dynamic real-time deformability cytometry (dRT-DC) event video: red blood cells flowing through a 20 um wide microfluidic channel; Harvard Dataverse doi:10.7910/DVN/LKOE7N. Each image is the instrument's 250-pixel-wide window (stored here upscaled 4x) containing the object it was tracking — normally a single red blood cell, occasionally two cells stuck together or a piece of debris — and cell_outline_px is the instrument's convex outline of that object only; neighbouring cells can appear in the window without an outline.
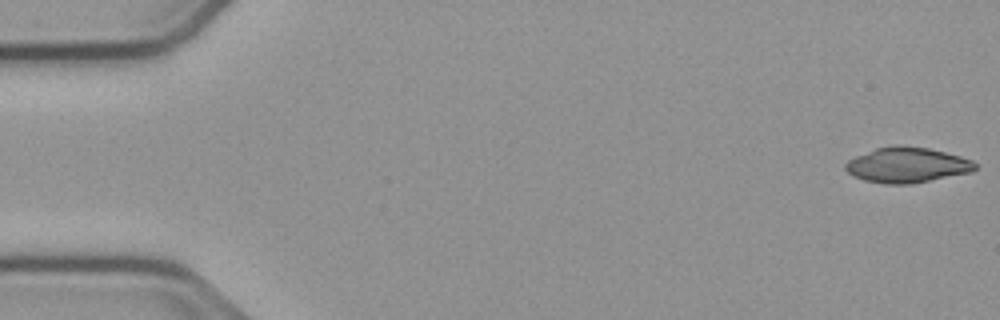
{"species": "common noctule bat (a hibernating species)", "species_latin": "Nyctalus noctula", "temperature_condition": "cold", "stored_images_in_passage": 54, "camera_frame_rate_fps": 3000, "um_per_image_px": 0.085, "animal": {"sex": "male", "body_mass_g": 23.1, "forearm_length_mm": 52.7}, "frame": {"image": 1, "passage_image": 1, "time_ms": 0.0, "image_size_px": [1000, 320], "cell_outline_px": [[976, 168], [972, 172], [912, 184], [884, 184], [864, 180], [852, 176], [844, 168], [844, 164], [848, 160], [856, 156], [876, 148], [896, 144], [928, 148], [960, 156], [972, 160], [976, 164]], "centroid_in_image_um": [77.08, 14.03], "position_along_channel_um": 7.9, "area_um2": 26.82}}